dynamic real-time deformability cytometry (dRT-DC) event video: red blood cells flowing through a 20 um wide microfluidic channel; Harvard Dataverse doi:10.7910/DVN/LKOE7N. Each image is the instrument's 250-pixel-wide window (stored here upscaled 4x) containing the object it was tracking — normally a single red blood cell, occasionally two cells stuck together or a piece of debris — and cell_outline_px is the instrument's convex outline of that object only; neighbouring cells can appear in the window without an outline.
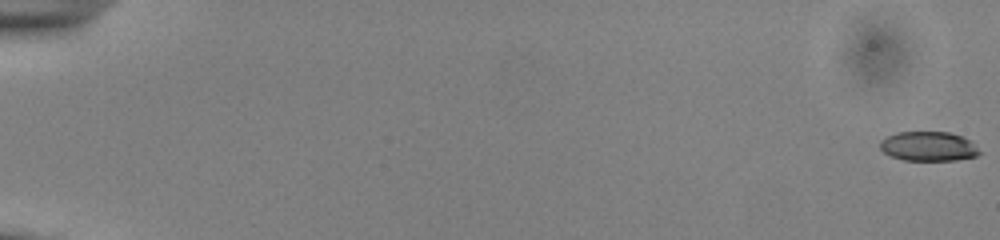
{"species": "common noctule bat (a hibernating species)", "species_latin": "Nyctalus noctula", "temperature_condition": "cold", "stored_images_in_passage": 47, "camera_frame_rate_fps": 3000, "um_per_image_px": 0.085, "animal": {"sex": "male", "body_mass_g": 13.0, "forearm_length_mm": 53.1}, "frame": {"image": 1, "passage_image": 1, "time_ms": 0.0, "image_size_px": [1000, 240], "cell_outline_px": [[980, 152], [976, 156], [956, 160], [904, 160], [892, 156], [884, 152], [880, 148], [880, 140], [896, 132], [948, 132], [972, 140]], "centroid_in_image_um": [78.92, 12.43], "position_along_channel_um": 6.1, "area_um2": 16.99}}
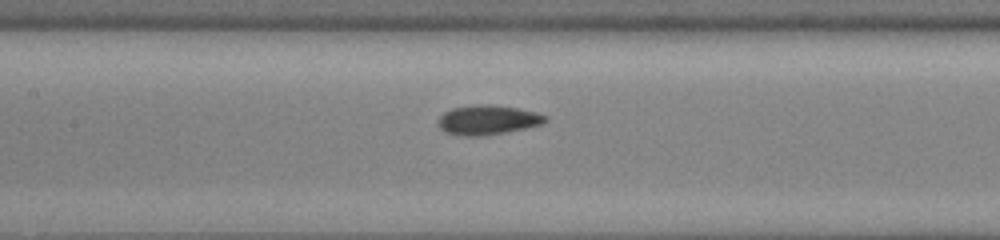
{"frame": {"image": 2, "passage_image": 20, "time_ms": 6.333, "image_size_px": [1000, 240], "cell_outline_px": [[548, 120], [540, 124], [524, 128], [504, 132], [480, 136], [464, 136], [444, 132], [440, 128], [440, 116], [444, 112], [452, 108], [480, 104], [484, 104], [516, 108], [536, 112], [548, 116]], "centroid_in_image_um": [41.45, 10.19], "position_along_channel_um": 165.9, "area_um2": 18.09}}
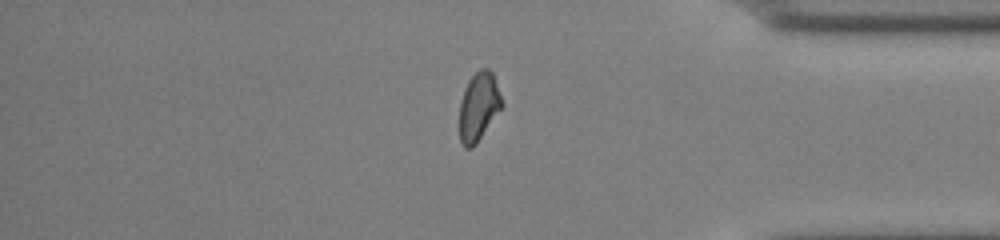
{"frame": {"image": 3, "passage_image": 39, "time_ms": 12.667, "image_size_px": [1000, 240], "cell_outline_px": [[504, 104], [476, 144], [472, 148], [464, 148], [460, 140], [460, 104], [468, 80], [480, 68], [488, 68], [492, 72]], "centroid_in_image_um": [40.69, 9.07], "position_along_channel_um": 394.5, "area_um2": 16.7}, "authors_computed_cell_mechanics": {"area_um2": 17.1666, "velocity_mm_per_s": 3.8987, "shape_relaxation_time_tau1_ms": 2.2747, "shape_relaxation_time_tau2_ms": 1.6309, "deformation_change_tau1": 0.1, "deformation_change_tau2": 0.062}}